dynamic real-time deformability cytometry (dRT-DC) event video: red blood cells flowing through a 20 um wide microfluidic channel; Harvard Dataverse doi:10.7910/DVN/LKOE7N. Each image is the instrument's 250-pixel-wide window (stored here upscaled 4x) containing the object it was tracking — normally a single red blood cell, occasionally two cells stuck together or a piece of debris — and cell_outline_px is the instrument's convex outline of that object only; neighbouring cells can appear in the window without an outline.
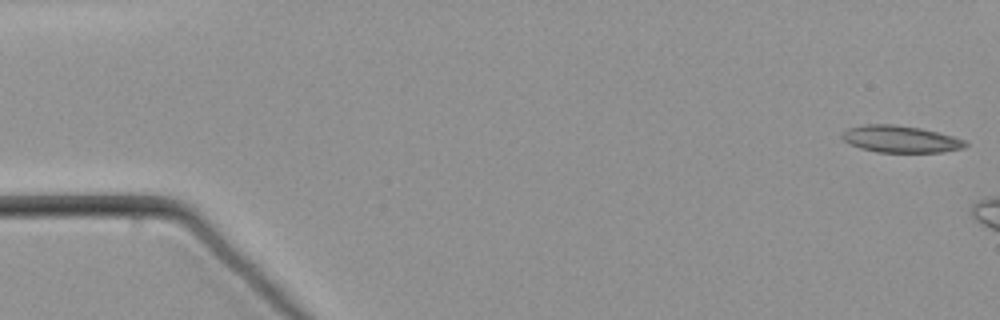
{"species": "common noctule bat (a hibernating species)", "species_latin": "Nyctalus noctula", "temperature_condition": "warm", "stored_images_in_passage": 10, "camera_frame_rate_fps": 3000, "um_per_image_px": 0.085, "animal": {"sex": "male", "body_mass_g": 21.5, "forearm_length_mm": 52.0}, "frame": {"image": 1, "passage_image": 1, "time_ms": 0.0, "image_size_px": [1000, 320], "cell_outline_px": [[968, 144], [964, 148], [944, 152], [876, 152], [860, 148], [848, 144], [840, 136], [848, 128], [864, 124], [896, 124], [920, 128], [952, 136], [964, 140]], "centroid_in_image_um": [76.51, 11.82], "position_along_channel_um": 8.5, "area_um2": 19.36}}